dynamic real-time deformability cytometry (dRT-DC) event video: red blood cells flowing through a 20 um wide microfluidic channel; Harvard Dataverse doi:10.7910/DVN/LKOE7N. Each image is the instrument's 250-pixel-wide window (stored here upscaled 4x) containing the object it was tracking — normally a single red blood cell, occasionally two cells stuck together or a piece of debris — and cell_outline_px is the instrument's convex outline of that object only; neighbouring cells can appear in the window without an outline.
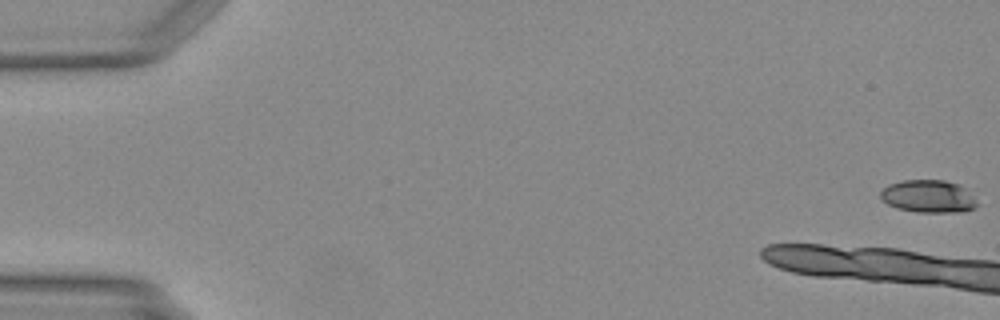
{"species": "Egyptian fruit bat (a non-hibernating species)", "species_latin": "Rousettus aegyptiacus", "temperature_condition": "warm", "stored_images_in_passage": 10, "camera_frame_rate_fps": 3000, "um_per_image_px": 0.085, "animal": {"sex": "female"}, "frame": {"image": 1, "passage_image": 1, "time_ms": 0.0, "image_size_px": [1000, 320], "cell_outline_px": [[976, 208], [964, 212], [916, 212], [896, 208], [880, 200], [880, 192], [888, 184], [904, 180], [944, 180], [956, 184], [964, 188], [976, 200]], "centroid_in_image_um": [78.88, 16.7], "position_along_channel_um": 6.1, "area_um2": 18.38}}